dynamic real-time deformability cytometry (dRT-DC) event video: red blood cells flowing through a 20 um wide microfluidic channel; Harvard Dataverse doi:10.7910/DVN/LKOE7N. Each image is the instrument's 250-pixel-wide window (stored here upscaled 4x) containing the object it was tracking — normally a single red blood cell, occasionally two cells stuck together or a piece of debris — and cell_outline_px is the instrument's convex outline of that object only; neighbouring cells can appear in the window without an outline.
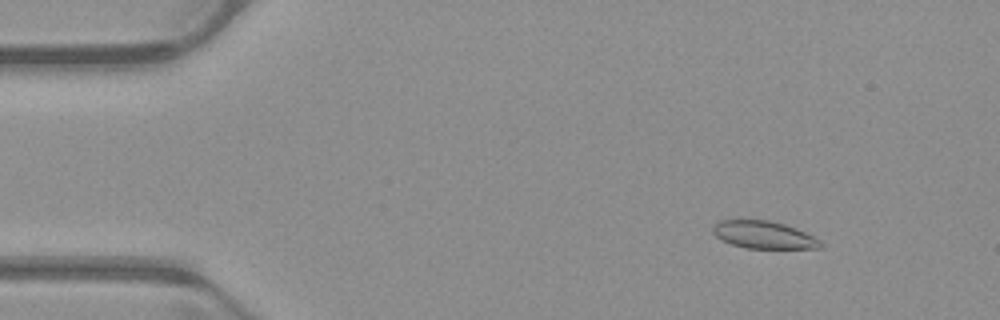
{"species": "common noctule bat (a hibernating species)", "species_latin": "Nyctalus noctula", "temperature_condition": "warm", "stored_images_in_passage": 52, "camera_frame_rate_fps": 3000, "um_per_image_px": 0.085, "animal": {"sex": "male", "body_mass_g": 23.1, "forearm_length_mm": 52.7}, "frame": {"image": 1, "passage_image": 6, "time_ms": 1.667, "image_size_px": [1000, 320], "cell_outline_px": [[824, 244], [820, 248], [748, 248], [732, 244], [716, 236], [712, 232], [712, 224], [720, 220], [768, 220], [784, 224], [796, 228], [820, 240]], "centroid_in_image_um": [64.9, 19.95], "position_along_channel_um": 20.1, "area_um2": 17.11}}
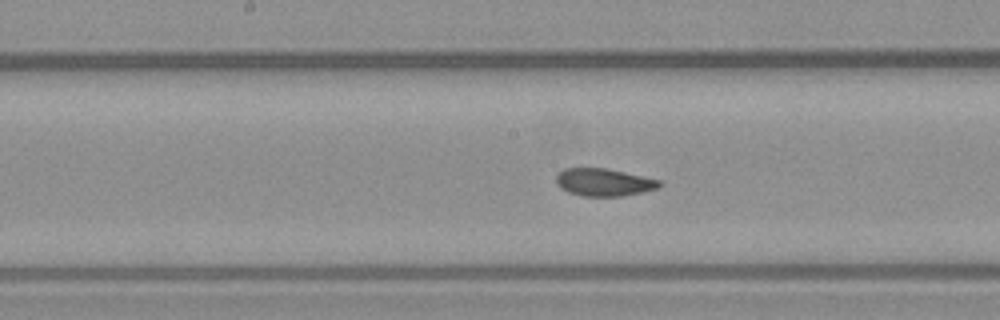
{"frame": {"image": 2, "passage_image": 26, "time_ms": 8.333, "image_size_px": [1000, 320], "cell_outline_px": [[664, 184], [656, 188], [640, 192], [620, 196], [584, 196], [568, 192], [560, 188], [556, 184], [556, 176], [564, 168], [608, 168], [660, 180]], "centroid_in_image_um": [51.31, 15.48], "position_along_channel_um": 196.9, "area_um2": 16.53}}
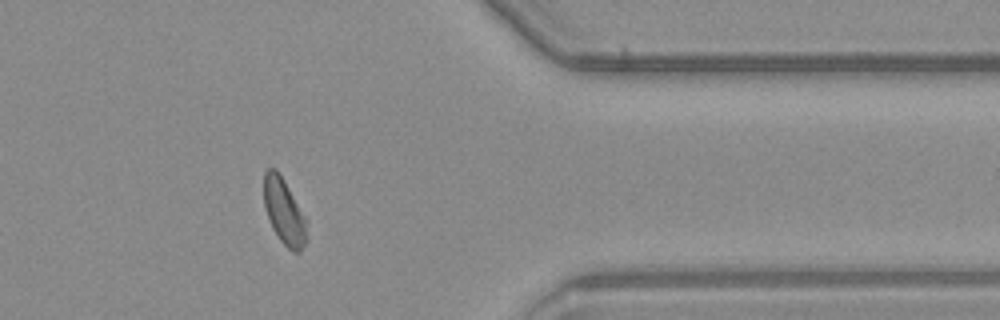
{"frame": {"image": 3, "passage_image": 42, "time_ms": 13.667, "image_size_px": [1000, 320], "cell_outline_px": [[308, 240], [300, 252], [292, 252], [280, 240], [272, 228], [264, 208], [264, 172], [268, 168], [276, 168], [308, 220]], "centroid_in_image_um": [24.18, 18.03], "position_along_channel_um": 387.2, "area_um2": 16.76}, "authors_computed_cell_mechanics": {"area_um2": 17.3111, "velocity_mm_per_s": 3.9472, "shape_relaxation_time_tau1_ms": null, "shape_relaxation_time_tau2_ms": 2.8231, "deformation_change_tau1": null, "deformation_change_tau2": 0.0576}}